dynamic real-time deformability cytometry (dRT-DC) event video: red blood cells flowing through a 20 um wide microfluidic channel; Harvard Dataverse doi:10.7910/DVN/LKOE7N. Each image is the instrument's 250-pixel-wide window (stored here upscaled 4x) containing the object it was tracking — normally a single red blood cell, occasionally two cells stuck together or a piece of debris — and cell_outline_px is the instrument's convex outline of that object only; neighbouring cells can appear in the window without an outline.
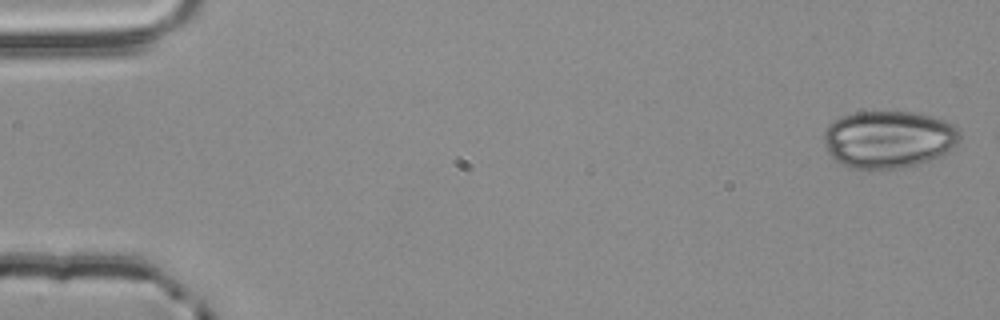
{"species": "common noctule bat (a hibernating species)", "species_latin": "Nyctalus noctula", "temperature_condition": "room temperature", "stored_images_in_passage": 4, "camera_frame_rate_fps": 3000, "um_per_image_px": 0.085, "animal": {"sex": "male", "body_mass_g": 20.4}, "frame": {"image": 1, "passage_image": 4, "time_ms": 1.0, "image_size_px": [1000, 320], "cell_outline_px": [[960, 140], [948, 152], [928, 160], [916, 164], [900, 168], [852, 168], [840, 164], [832, 160], [828, 152], [824, 140], [824, 132], [828, 124], [844, 116], [856, 112], [920, 112], [944, 120], [952, 124], [960, 132]], "centroid_in_image_um": [75.52, 11.83], "position_along_channel_um": 9.5, "area_um2": 45.37}}